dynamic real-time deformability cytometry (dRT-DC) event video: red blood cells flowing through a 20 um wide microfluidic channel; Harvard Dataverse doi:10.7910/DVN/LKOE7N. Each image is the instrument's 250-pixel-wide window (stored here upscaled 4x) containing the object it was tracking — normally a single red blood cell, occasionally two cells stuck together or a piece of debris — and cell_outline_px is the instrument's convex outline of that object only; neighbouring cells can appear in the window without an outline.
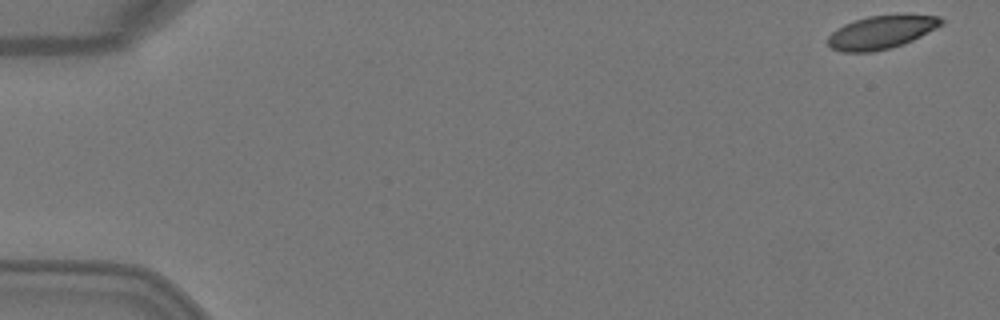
{"species": "Egyptian fruit bat (a non-hibernating species)", "species_latin": "Rousettus aegyptiacus", "temperature_condition": "warm", "stored_images_in_passage": 5, "camera_frame_rate_fps": 3000, "um_per_image_px": 0.085, "animal": {"sex": "female"}, "frame": {"image": 1, "passage_image": 1, "time_ms": 0.0, "image_size_px": [1000, 320], "cell_outline_px": [[944, 24], [912, 40], [888, 48], [872, 52], [840, 52], [832, 48], [828, 44], [828, 36], [836, 28], [844, 24], [868, 16], [904, 12], [908, 12], [940, 16], [944, 20]], "centroid_in_image_um": [74.96, 2.68], "position_along_channel_um": 10.0, "area_um2": 22.48}}